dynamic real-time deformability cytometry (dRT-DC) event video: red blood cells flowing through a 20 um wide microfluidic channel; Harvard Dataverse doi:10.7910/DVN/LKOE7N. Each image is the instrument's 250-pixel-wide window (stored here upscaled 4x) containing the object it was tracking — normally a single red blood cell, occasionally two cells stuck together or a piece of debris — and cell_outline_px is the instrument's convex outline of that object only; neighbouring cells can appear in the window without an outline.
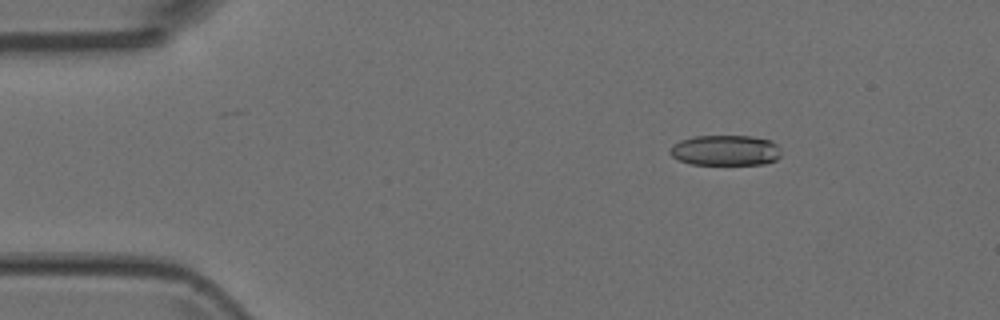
{"species": "Egyptian fruit bat (a non-hibernating species)", "species_latin": "Rousettus aegyptiacus", "temperature_condition": "room temperature", "stored_images_in_passage": 4, "camera_frame_rate_fps": 3000, "um_per_image_px": 0.085, "animal": {"sex": "female"}, "frame": {"image": 1, "passage_image": 2, "time_ms": 0.333, "image_size_px": [1000, 320], "cell_outline_px": [[780, 156], [776, 160], [764, 164], [692, 164], [676, 160], [668, 152], [672, 144], [680, 140], [696, 136], [752, 136], [772, 140], [780, 148]], "centroid_in_image_um": [61.65, 12.78], "position_along_channel_um": 23.4, "area_um2": 19.94}}